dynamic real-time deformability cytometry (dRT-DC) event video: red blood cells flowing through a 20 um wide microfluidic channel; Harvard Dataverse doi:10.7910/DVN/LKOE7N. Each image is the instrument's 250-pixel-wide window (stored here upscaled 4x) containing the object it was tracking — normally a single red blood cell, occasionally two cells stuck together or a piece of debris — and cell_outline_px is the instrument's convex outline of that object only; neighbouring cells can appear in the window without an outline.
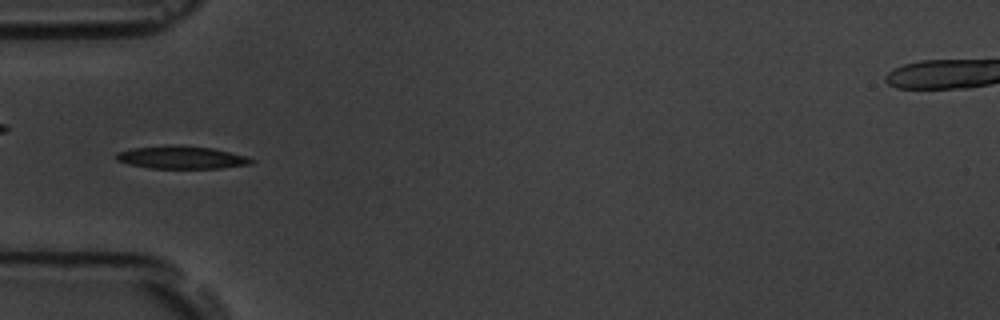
{"species": "common noctule bat (a hibernating species)", "species_latin": "Nyctalus noctula", "temperature_condition": "room temperature", "stored_images_in_passage": 9, "camera_frame_rate_fps": 3000, "um_per_image_px": 0.085, "animal": {"sex": "male", "body_mass_g": 19.5, "forearm_length_mm": 54.6}, "frame": {"image": 1, "passage_image": 3, "time_ms": 2.0, "image_size_px": [1000, 320], "cell_outline_px": [[256, 160], [252, 164], [220, 168], [148, 168], [128, 164], [116, 160], [116, 152], [132, 148], [172, 144], [180, 144], [212, 148], [248, 156]], "centroid_in_image_um": [15.44, 13.37], "position_along_channel_um": 69.6, "area_um2": 18.21}}
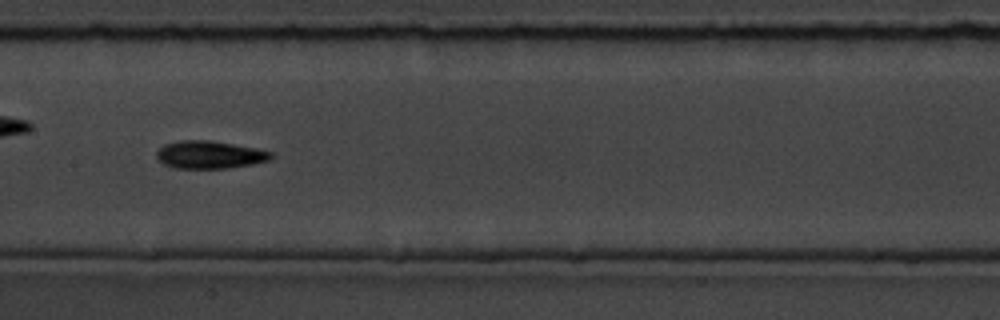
{"frame": {"image": 2, "passage_image": 6, "time_ms": 5.333, "image_size_px": [1000, 320], "cell_outline_px": [[276, 156], [268, 160], [252, 164], [228, 168], [172, 168], [164, 164], [156, 156], [156, 152], [164, 144], [180, 140], [212, 140], [256, 148], [272, 152]], "centroid_in_image_um": [17.83, 13.14], "position_along_channel_um": 189.6, "area_um2": 18.55}}
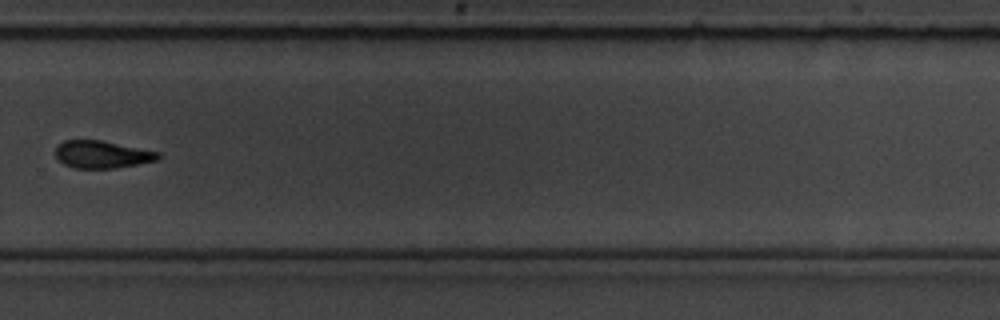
{"frame": {"image": 3, "passage_image": 9, "time_ms": 9.0, "image_size_px": [1000, 320], "cell_outline_px": [[160, 156], [156, 160], [136, 164], [112, 168], [76, 168], [64, 164], [56, 156], [56, 144], [64, 140], [100, 140], [160, 152]], "centroid_in_image_um": [8.64, 13.11], "position_along_channel_um": 321.2, "area_um2": 16.18}}